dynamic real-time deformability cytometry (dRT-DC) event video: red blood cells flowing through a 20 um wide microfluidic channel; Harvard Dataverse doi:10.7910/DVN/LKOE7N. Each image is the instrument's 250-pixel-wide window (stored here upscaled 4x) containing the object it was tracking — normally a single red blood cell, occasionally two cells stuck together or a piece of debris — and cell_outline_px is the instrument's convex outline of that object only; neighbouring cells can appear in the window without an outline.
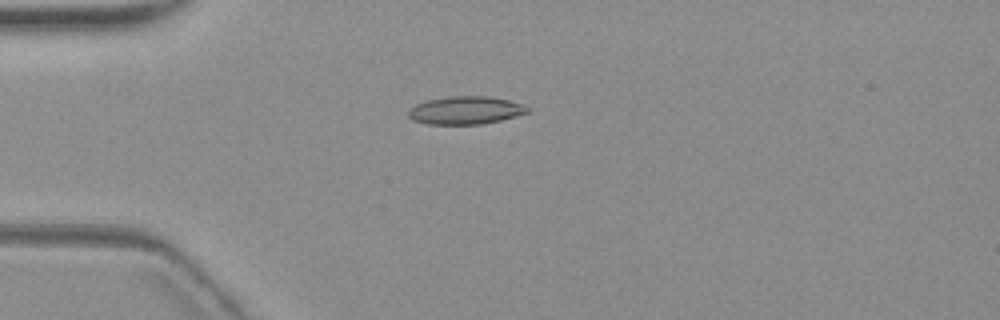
{"species": "common noctule bat (a hibernating species)", "species_latin": "Nyctalus noctula", "temperature_condition": "warm", "stored_images_in_passage": 4, "camera_frame_rate_fps": 3000, "um_per_image_px": 0.085, "animal": {"sex": "female", "body_mass_g": 19.3, "forearm_length_mm": 54.1}, "frame": {"image": 1, "passage_image": 3, "time_ms": 3.0, "image_size_px": [1000, 320], "cell_outline_px": [[528, 112], [516, 116], [500, 120], [480, 124], [428, 124], [412, 120], [408, 116], [408, 108], [416, 104], [428, 100], [452, 96], [488, 96], [508, 100], [520, 104], [528, 108]], "centroid_in_image_um": [39.52, 9.38], "position_along_channel_um": 45.5, "area_um2": 19.19}}